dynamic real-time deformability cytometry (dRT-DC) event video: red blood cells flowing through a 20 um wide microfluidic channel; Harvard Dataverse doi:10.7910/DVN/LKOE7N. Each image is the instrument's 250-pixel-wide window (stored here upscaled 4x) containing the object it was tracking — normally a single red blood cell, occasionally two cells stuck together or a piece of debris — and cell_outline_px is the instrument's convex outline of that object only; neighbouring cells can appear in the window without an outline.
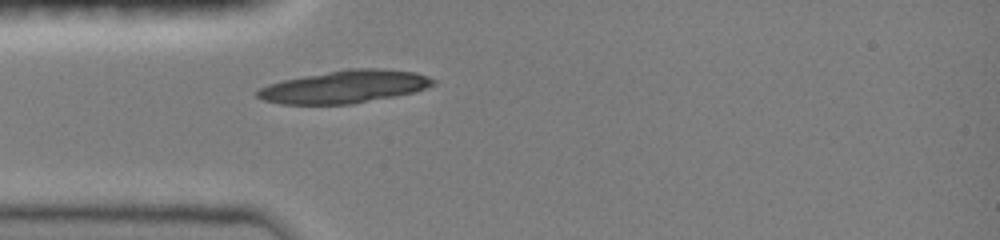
{"species": "common noctule bat (a hibernating species)", "species_latin": "Nyctalus noctula", "temperature_condition": "room temperature", "stored_images_in_passage": 22, "camera_frame_rate_fps": 3000, "um_per_image_px": 0.085, "animal": {"sex": "female", "body_mass_g": 19.0, "forearm_length_mm": 51.5}, "frame": {"image": 1, "passage_image": 1, "time_ms": 0.0, "image_size_px": [1000, 240], "cell_outline_px": [[436, 84], [412, 92], [352, 104], [280, 104], [264, 100], [256, 96], [252, 92], [268, 84], [284, 80], [304, 76], [348, 68], [376, 68], [416, 72], [428, 76], [436, 80]], "centroid_in_image_um": [29.26, 7.37], "position_along_channel_um": 55.7, "area_um2": 33.29}}